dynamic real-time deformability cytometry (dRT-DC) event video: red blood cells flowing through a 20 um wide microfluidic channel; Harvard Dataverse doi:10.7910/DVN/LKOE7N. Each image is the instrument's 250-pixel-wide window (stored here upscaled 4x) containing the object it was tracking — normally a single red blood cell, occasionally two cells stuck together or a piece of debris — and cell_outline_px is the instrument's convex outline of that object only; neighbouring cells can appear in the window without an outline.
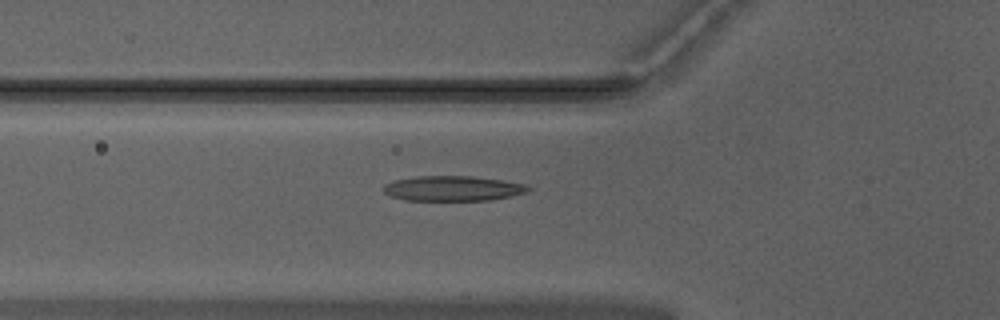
{"species": "Egyptian fruit bat (a non-hibernating species)", "species_latin": "Rousettus aegyptiacus", "temperature_condition": "warm", "stored_images_in_passage": 51, "camera_frame_rate_fps": 3000, "um_per_image_px": 0.085, "animal": {"sex": "male"}, "frame": {"image": 1, "passage_image": 18, "time_ms": 5.667, "image_size_px": [1000, 320], "cell_outline_px": [[532, 188], [528, 192], [512, 196], [492, 200], [404, 200], [392, 196], [384, 192], [380, 188], [384, 184], [392, 180], [416, 176], [472, 176], [504, 180], [524, 184]], "centroid_in_image_um": [38.48, 16.01], "position_along_channel_um": 87.3, "area_um2": 21.39}}
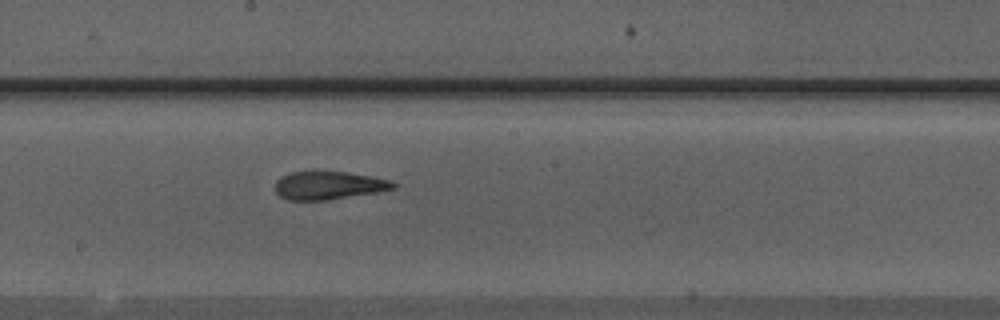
{"frame": {"image": 2, "passage_image": 28, "time_ms": 9.0, "image_size_px": [1000, 320], "cell_outline_px": [[400, 184], [396, 188], [380, 192], [328, 200], [288, 200], [280, 196], [276, 192], [276, 180], [280, 176], [292, 172], [312, 168], [316, 168], [348, 172], [392, 180]], "centroid_in_image_um": [27.96, 15.71], "position_along_channel_um": 220.2, "area_um2": 20.4}}
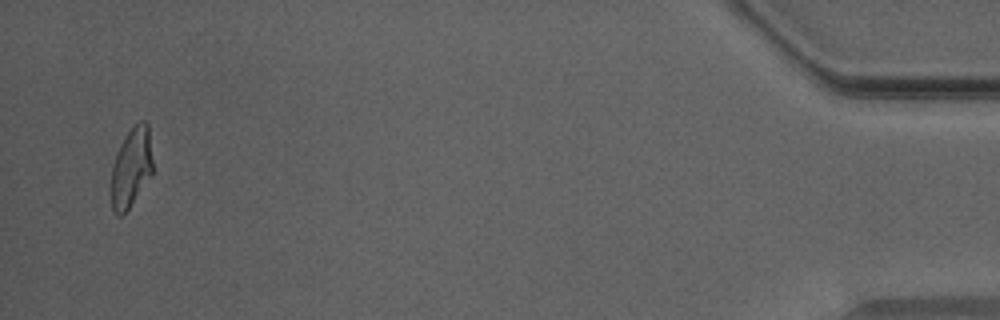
{"frame": {"image": 3, "passage_image": 50, "time_ms": 16.333, "image_size_px": [1000, 320], "cell_outline_px": [[152, 172], [128, 208], [120, 216], [116, 216], [112, 208], [108, 196], [108, 188], [112, 164], [120, 144], [124, 136], [140, 120], [144, 120], [148, 124], [152, 160]], "centroid_in_image_um": [11.08, 14.27], "position_along_channel_um": 424.1, "area_um2": 19.48}, "authors_computed_cell_mechanics": {"area_um2": 20.5768, "velocity_mm_per_s": 3.9769, "shape_relaxation_time_tau1_ms": 7.5524, "shape_relaxation_time_tau2_ms": 2.2408, "deformation_change_tau1": 0.2774, "deformation_change_tau2": 0.0785}}